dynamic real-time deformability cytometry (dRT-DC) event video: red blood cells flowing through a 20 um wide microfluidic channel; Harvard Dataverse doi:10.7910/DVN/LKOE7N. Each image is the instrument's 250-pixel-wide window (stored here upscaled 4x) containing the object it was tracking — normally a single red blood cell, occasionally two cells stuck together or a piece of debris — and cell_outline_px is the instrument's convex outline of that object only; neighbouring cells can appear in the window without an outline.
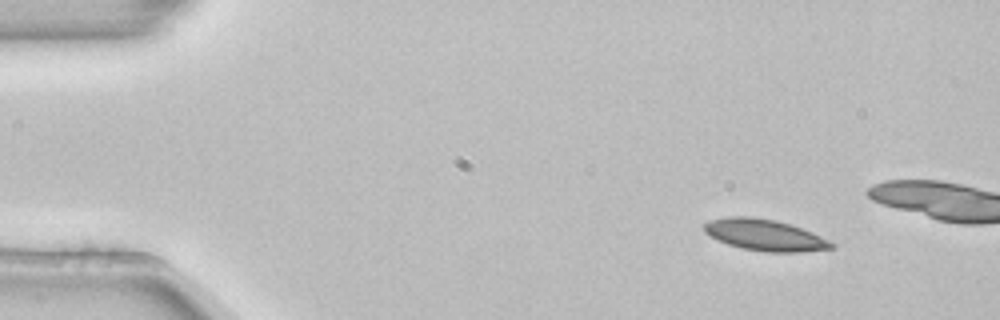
{"species": "common noctule bat (a hibernating species)", "species_latin": "Nyctalus noctula", "temperature_condition": "room temperature", "stored_images_in_passage": 3, "camera_frame_rate_fps": 3000, "um_per_image_px": 0.085, "animal": {"sex": "female", "body_mass_g": 22.7, "forearm_length_mm": 54.2}, "frame": {"image": 1, "passage_image": 1, "time_ms": 0.0, "image_size_px": [1000, 320], "cell_outline_px": [[836, 248], [804, 252], [764, 252], [740, 248], [728, 244], [704, 232], [704, 224], [708, 220], [724, 216], [752, 216], [776, 220], [792, 224], [812, 232], [836, 244]], "centroid_in_image_um": [65.03, 19.97], "position_along_channel_um": 20.0, "area_um2": 23.58}}